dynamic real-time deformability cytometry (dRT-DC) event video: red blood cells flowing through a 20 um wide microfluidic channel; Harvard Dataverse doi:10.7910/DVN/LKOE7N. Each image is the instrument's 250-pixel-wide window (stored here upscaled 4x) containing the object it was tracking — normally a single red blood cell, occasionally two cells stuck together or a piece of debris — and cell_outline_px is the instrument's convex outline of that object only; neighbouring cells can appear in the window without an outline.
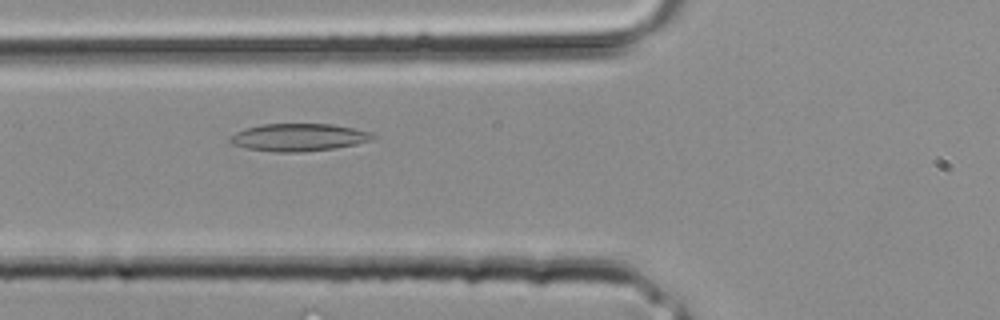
{"species": "common noctule bat (a hibernating species)", "species_latin": "Nyctalus noctula", "temperature_condition": "room temperature", "stored_images_in_passage": 27, "camera_frame_rate_fps": 3000, "um_per_image_px": 0.085, "animal": {"sex": "male", "body_mass_g": 20.4}, "frame": {"image": 1, "passage_image": 6, "time_ms": 1.667, "image_size_px": [1000, 320], "cell_outline_px": [[376, 136], [372, 140], [356, 144], [332, 148], [300, 152], [276, 152], [248, 148], [232, 144], [228, 140], [228, 136], [244, 128], [264, 124], [332, 124], [372, 132]], "centroid_in_image_um": [25.36, 11.67], "position_along_channel_um": 100.4, "area_um2": 22.83}}
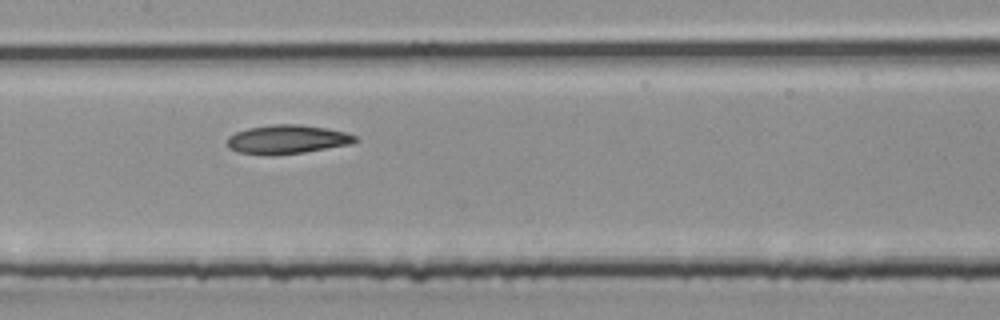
{"frame": {"image": 2, "passage_image": 10, "time_ms": 3.0, "image_size_px": [1000, 320], "cell_outline_px": [[360, 140], [352, 144], [304, 152], [272, 156], [268, 156], [236, 152], [228, 148], [228, 136], [236, 132], [248, 128], [272, 124], [300, 124], [324, 128], [344, 132], [356, 136]], "centroid_in_image_um": [24.39, 11.86], "position_along_channel_um": 183.0, "area_um2": 21.73}}
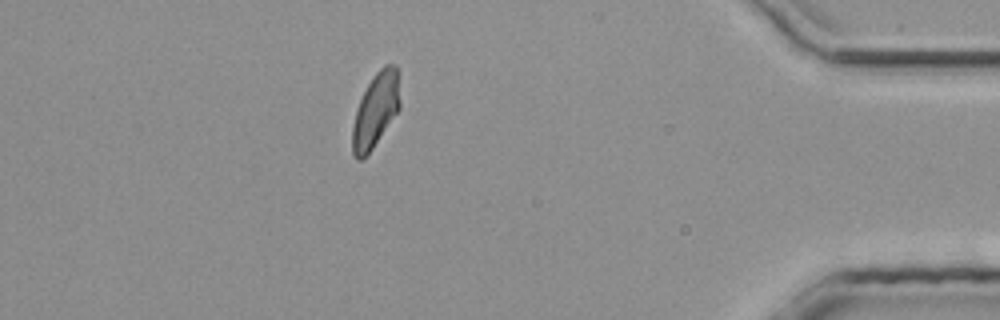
{"frame": {"image": 3, "passage_image": 23, "time_ms": 7.333, "image_size_px": [1000, 320], "cell_outline_px": [[400, 108], [372, 148], [360, 160], [356, 160], [352, 156], [352, 128], [356, 112], [360, 100], [372, 76], [384, 64], [396, 64], [400, 104]], "centroid_in_image_um": [31.92, 9.36], "position_along_channel_um": 403.3, "area_um2": 20.23}}